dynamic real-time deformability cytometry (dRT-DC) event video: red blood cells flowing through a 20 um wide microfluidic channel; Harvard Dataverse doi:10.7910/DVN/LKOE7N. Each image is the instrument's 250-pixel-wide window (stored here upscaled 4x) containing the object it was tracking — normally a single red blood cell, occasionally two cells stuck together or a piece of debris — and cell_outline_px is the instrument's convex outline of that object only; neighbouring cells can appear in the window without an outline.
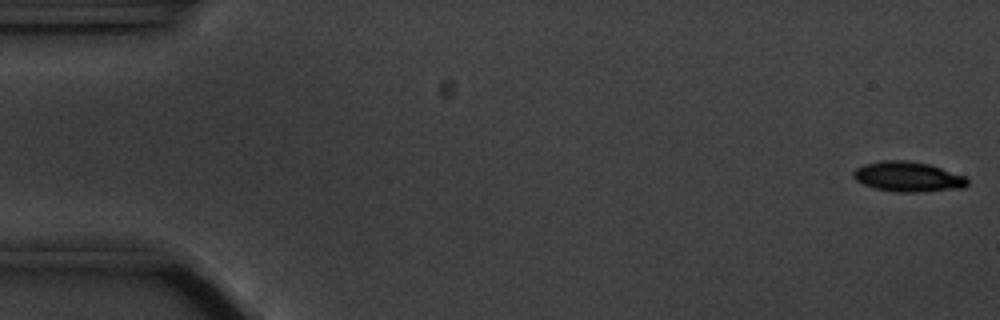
{"species": "common noctule bat (a hibernating species)", "species_latin": "Nyctalus noctula", "temperature_condition": "cold", "stored_images_in_passage": 56, "camera_frame_rate_fps": 3000, "um_per_image_px": 0.085, "animal": {"sex": "male", "body_mass_g": 20.1, "forearm_length_mm": 53.5}, "frame": {"image": 1, "passage_image": 1, "time_ms": 0.0, "image_size_px": [1000, 320], "cell_outline_px": [[968, 184], [964, 188], [916, 192], [896, 192], [876, 188], [864, 184], [856, 180], [852, 176], [852, 172], [856, 168], [864, 164], [884, 160], [900, 160], [928, 164], [964, 176], [968, 180]], "centroid_in_image_um": [77.15, 15.03], "position_along_channel_um": 7.8, "area_um2": 19.71}}
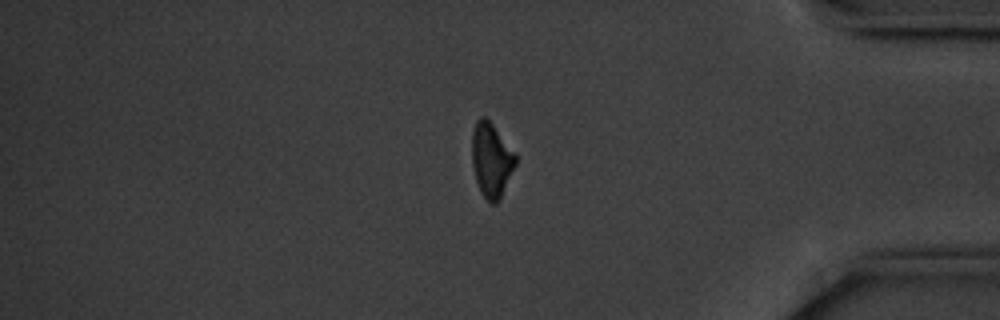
{"frame": {"image": 2, "passage_image": 47, "time_ms": 15.333, "image_size_px": [1000, 320], "cell_outline_px": [[516, 164], [500, 200], [496, 204], [492, 204], [480, 192], [476, 180], [472, 164], [472, 132], [476, 120], [480, 116], [484, 116], [492, 124], [516, 156]], "centroid_in_image_um": [41.74, 13.62], "position_along_channel_um": 393.5, "area_um2": 18.67}}
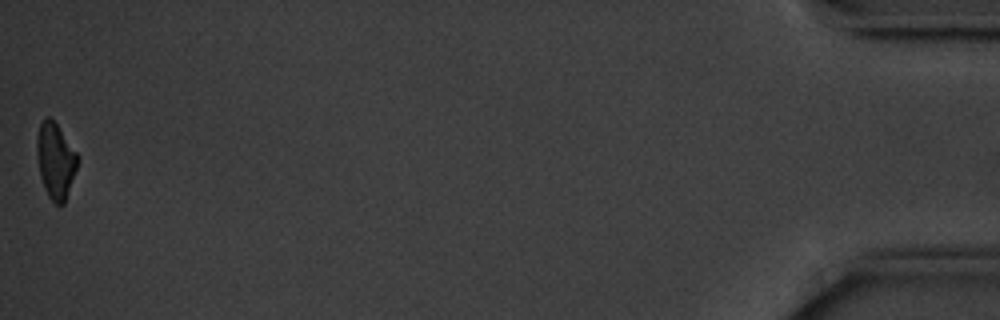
{"frame": {"image": 3, "passage_image": 56, "time_ms": 18.333, "image_size_px": [1000, 320], "cell_outline_px": [[80, 156], [64, 204], [56, 204], [48, 196], [44, 188], [40, 176], [36, 156], [36, 140], [40, 124], [48, 116], [56, 124]], "centroid_in_image_um": [4.71, 13.66], "position_along_channel_um": 430.5, "area_um2": 17.8}, "authors_computed_cell_mechanics": {"area_um2": 19.7676, "velocity_mm_per_s": 3.5471, "shape_relaxation_time_tau1_ms": 2.3858, "shape_relaxation_time_tau2_ms": null, "deformation_change_tau1": 0.1263, "deformation_change_tau2": null}}